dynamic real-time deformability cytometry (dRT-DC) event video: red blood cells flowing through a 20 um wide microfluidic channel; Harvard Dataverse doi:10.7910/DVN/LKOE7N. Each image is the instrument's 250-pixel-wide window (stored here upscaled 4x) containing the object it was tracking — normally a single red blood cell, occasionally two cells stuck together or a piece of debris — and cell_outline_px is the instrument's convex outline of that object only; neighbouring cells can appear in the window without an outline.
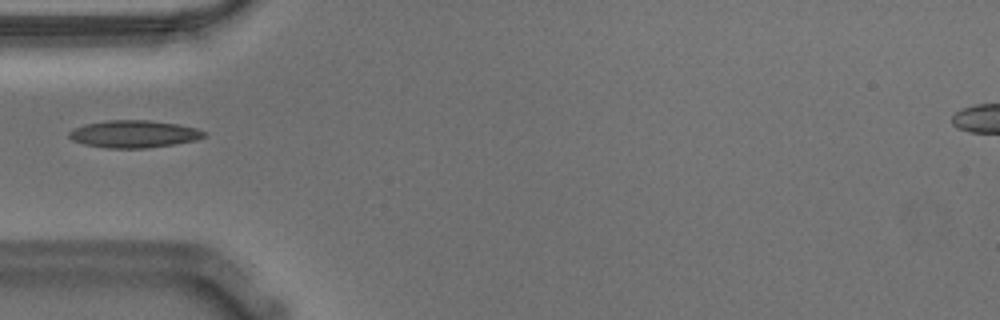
{"species": "Egyptian fruit bat (a non-hibernating species)", "species_latin": "Rousettus aegyptiacus", "temperature_condition": "warm", "stored_images_in_passage": 3, "camera_frame_rate_fps": 3000, "um_per_image_px": 0.085, "animal": {"sex": "male"}, "frame": {"image": 1, "passage_image": 1, "time_ms": 0.0, "image_size_px": [1000, 320], "cell_outline_px": [[204, 136], [196, 140], [148, 148], [108, 148], [84, 144], [72, 140], [68, 136], [68, 132], [84, 124], [108, 120], [148, 120], [180, 124], [196, 128], [204, 132]], "centroid_in_image_um": [11.36, 11.38], "position_along_channel_um": 73.6, "area_um2": 21.39}}